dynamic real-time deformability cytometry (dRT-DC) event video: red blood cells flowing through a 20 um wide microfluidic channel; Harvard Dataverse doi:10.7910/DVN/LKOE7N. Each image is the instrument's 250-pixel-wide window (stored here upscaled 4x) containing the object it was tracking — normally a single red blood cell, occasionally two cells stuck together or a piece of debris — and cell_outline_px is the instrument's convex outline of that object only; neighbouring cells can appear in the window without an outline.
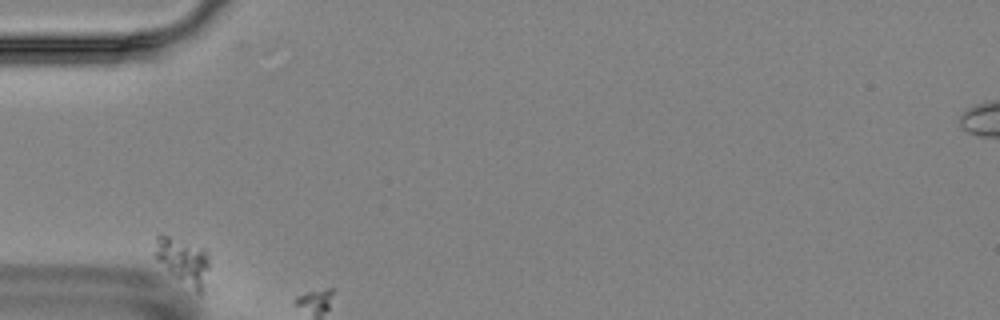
{"species": "Egyptian fruit bat (a non-hibernating species)", "species_latin": "Rousettus aegyptiacus", "temperature_condition": "room temperature", "stored_images_in_passage": 9, "camera_frame_rate_fps": 3000, "um_per_image_px": 0.085, "animal": {"sex": "female"}, "frame": {"image": 1, "passage_image": 1, "time_ms": 0.0, "image_size_px": [1000, 320], "cell_outline_px": [[208, 268], [200, 292], [196, 292], [168, 272], [156, 256], [156, 236], [160, 232], [204, 248], [208, 252]], "centroid_in_image_um": [15.55, 22.12], "position_along_channel_um": 69.4, "area_um2": 14.28}}
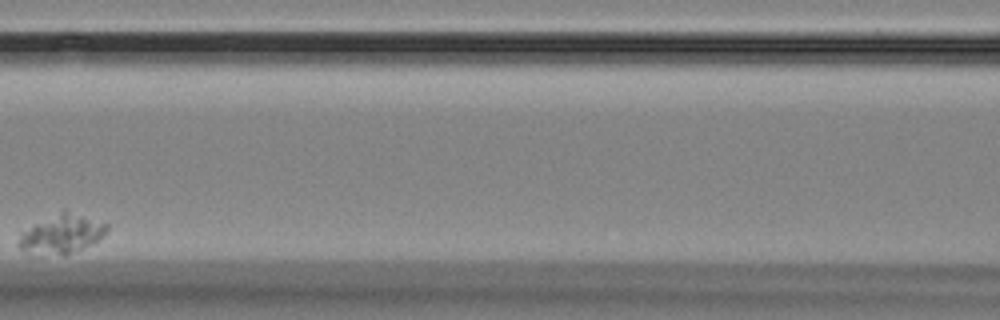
{"frame": {"image": 2, "passage_image": 4, "time_ms": 4.333, "image_size_px": [1000, 320], "cell_outline_px": [[108, 228], [92, 244], [64, 256], [24, 252], [16, 244], [20, 232], [64, 208], [108, 224]], "centroid_in_image_um": [5.19, 19.88], "position_along_channel_um": 161.4, "area_um2": 20.11}}
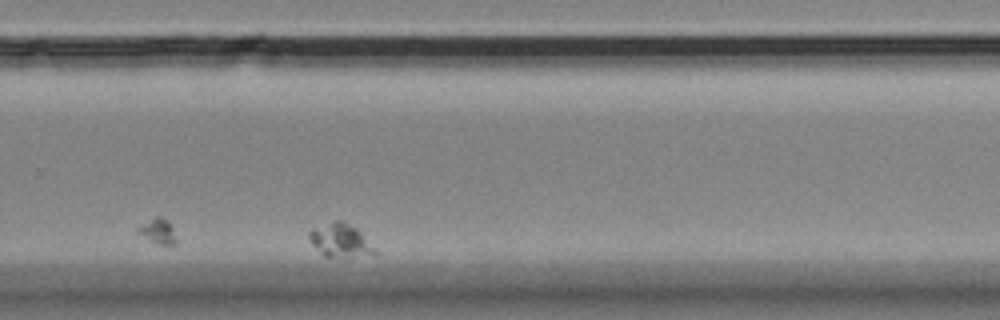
{"frame": {"image": 3, "passage_image": 9, "time_ms": 10.333, "image_size_px": [1000, 320], "cell_outline_px": [[376, 252], [352, 256], [324, 256], [308, 240], [308, 232], [312, 228], [336, 220], [340, 220], [356, 228], [360, 232]], "centroid_in_image_um": [28.82, 20.4], "position_along_channel_um": 301.0, "area_um2": 12.14}}